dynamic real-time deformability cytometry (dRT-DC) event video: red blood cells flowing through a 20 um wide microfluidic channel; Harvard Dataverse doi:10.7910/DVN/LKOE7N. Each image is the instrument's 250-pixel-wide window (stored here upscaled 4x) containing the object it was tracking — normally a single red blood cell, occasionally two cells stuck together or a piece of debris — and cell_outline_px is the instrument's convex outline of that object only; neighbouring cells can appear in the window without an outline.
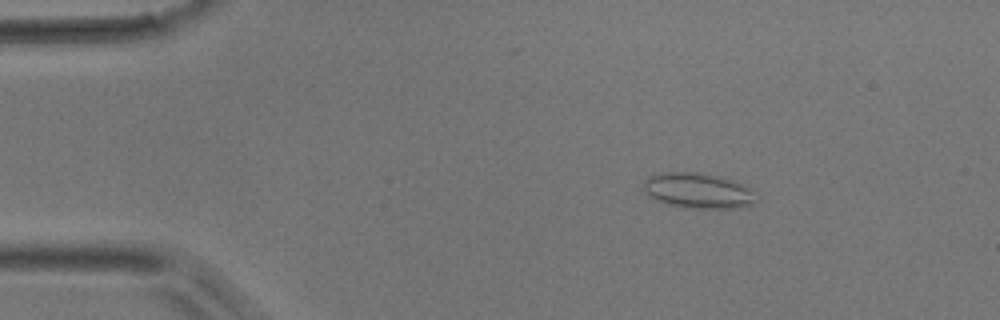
{"species": "common noctule bat (a hibernating species)", "species_latin": "Nyctalus noctula", "temperature_condition": "room temperature", "stored_images_in_passage": 43, "camera_frame_rate_fps": 3000, "um_per_image_px": 0.085, "animal": {"sex": "male", "body_mass_g": 17.9}, "frame": {"image": 1, "passage_image": 2, "time_ms": 0.333, "image_size_px": [1000, 320], "cell_outline_px": [[760, 196], [756, 204], [740, 208], [684, 208], [668, 204], [656, 200], [648, 196], [644, 188], [644, 180], [652, 176], [664, 172], [696, 172], [716, 176], [732, 180], [752, 188]], "centroid_in_image_um": [59.43, 16.23], "position_along_channel_um": 25.6, "area_um2": 23.52}}
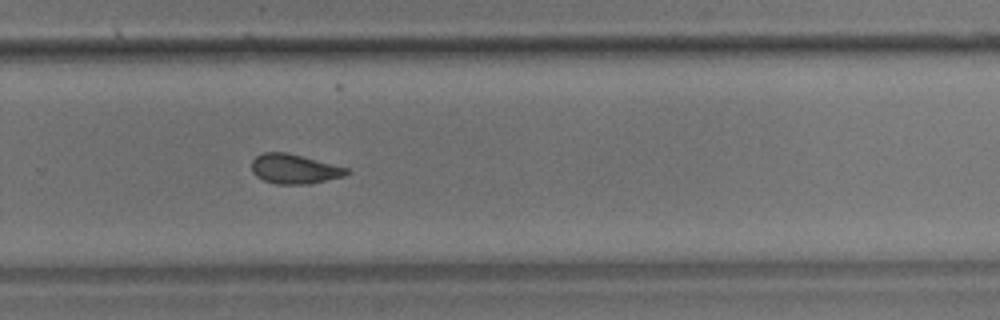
{"frame": {"image": 2, "passage_image": 27, "time_ms": 8.667, "image_size_px": [1000, 320], "cell_outline_px": [[352, 172], [344, 176], [308, 184], [276, 184], [264, 180], [256, 176], [252, 172], [252, 160], [256, 156], [264, 152], [284, 152], [348, 168]], "centroid_in_image_um": [25.01, 14.37], "position_along_channel_um": 304.8, "area_um2": 16.18}}
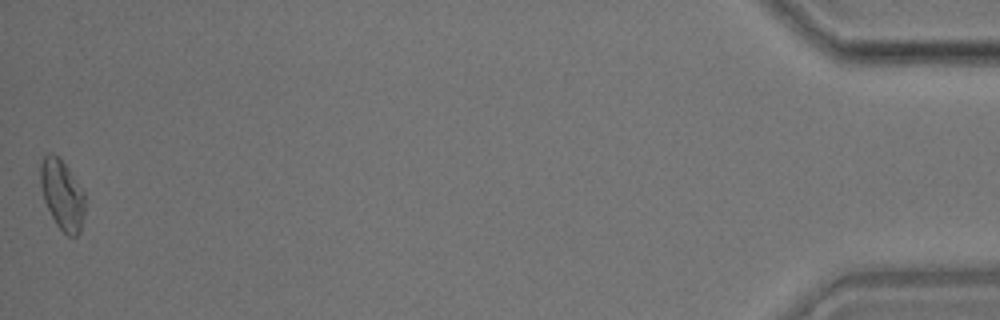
{"frame": {"image": 3, "passage_image": 43, "time_ms": 14.0, "image_size_px": [1000, 320], "cell_outline_px": [[84, 216], [80, 232], [76, 236], [68, 236], [56, 224], [44, 200], [40, 184], [40, 164], [44, 156], [48, 152], [52, 152], [68, 168], [84, 192]], "centroid_in_image_um": [5.28, 16.55], "position_along_channel_um": 429.9, "area_um2": 17.98}}